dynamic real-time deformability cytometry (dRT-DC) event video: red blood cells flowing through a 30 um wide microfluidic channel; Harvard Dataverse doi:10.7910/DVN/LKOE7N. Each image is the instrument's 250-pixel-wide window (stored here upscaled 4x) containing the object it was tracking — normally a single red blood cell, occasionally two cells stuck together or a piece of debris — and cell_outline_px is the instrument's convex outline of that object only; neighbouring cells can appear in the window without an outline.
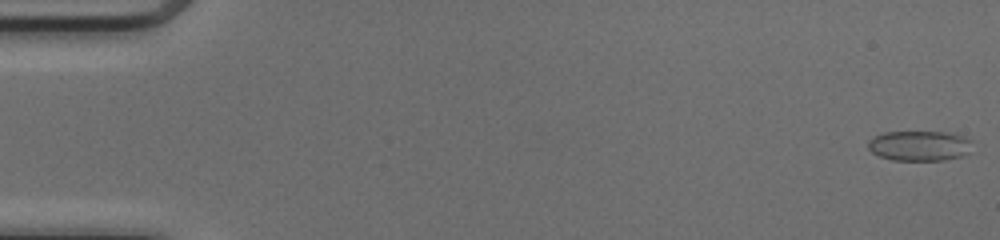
{"species": "common noctule bat (a hibernating species)", "species_latin": "Nyctalus noctula", "temperature_condition": "cold", "stored_images_in_passage": 51, "camera_frame_rate_fps": 3000, "um_per_image_px": 0.085, "animal": {"sex": "female", "body_mass_g": 17.0, "forearm_length_mm": 48.0}, "frame": {"image": 1, "passage_image": 1, "time_ms": 0.0, "image_size_px": [1000, 240], "cell_outline_px": [[972, 140], [968, 152], [960, 156], [944, 160], [892, 160], [880, 156], [872, 152], [868, 148], [868, 140], [884, 132], [944, 132], [964, 136]], "centroid_in_image_um": [78.14, 12.39], "position_along_channel_um": 6.9, "area_um2": 18.15}}
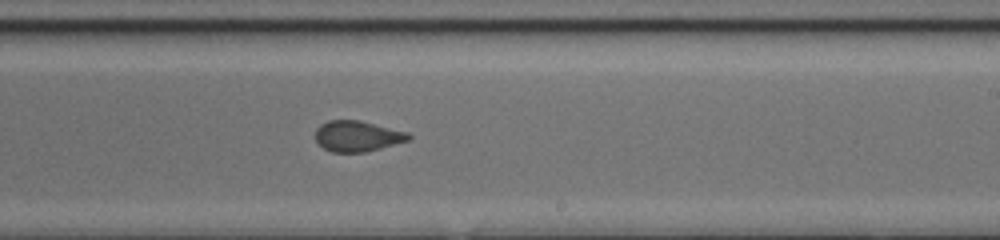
{"frame": {"image": 2, "passage_image": 31, "time_ms": 10.0, "image_size_px": [1000, 240], "cell_outline_px": [[412, 140], [364, 152], [332, 152], [324, 148], [316, 140], [316, 128], [320, 124], [328, 120], [356, 120], [408, 132], [412, 136]], "centroid_in_image_um": [30.39, 11.57], "position_along_channel_um": 258.6, "area_um2": 16.59}}
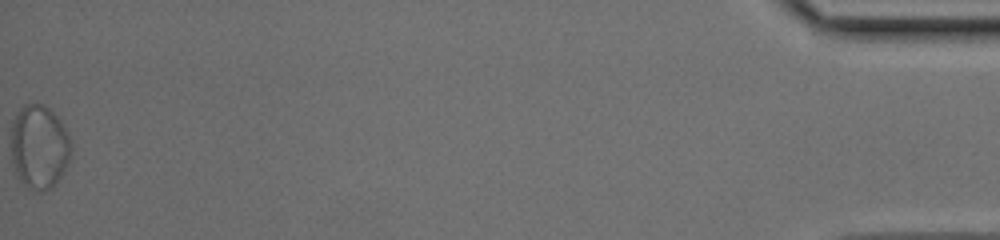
{"frame": {"image": 3, "passage_image": 51, "time_ms": 16.667, "image_size_px": [1000, 240], "cell_outline_px": [[72, 152], [68, 164], [52, 188], [44, 192], [40, 192], [28, 188], [20, 180], [12, 164], [12, 120], [20, 108], [24, 104], [44, 104], [60, 120], [72, 144]], "centroid_in_image_um": [3.34, 12.5], "position_along_channel_um": 431.9, "area_um2": 29.42}, "authors_computed_cell_mechanics": {"area_um2": 17.34, "velocity_mm_per_s": 4.141, "shape_relaxation_time_tau1_ms": null, "shape_relaxation_time_tau2_ms": 0.8544, "deformation_change_tau1": null, "deformation_change_tau2": 0.0466}}